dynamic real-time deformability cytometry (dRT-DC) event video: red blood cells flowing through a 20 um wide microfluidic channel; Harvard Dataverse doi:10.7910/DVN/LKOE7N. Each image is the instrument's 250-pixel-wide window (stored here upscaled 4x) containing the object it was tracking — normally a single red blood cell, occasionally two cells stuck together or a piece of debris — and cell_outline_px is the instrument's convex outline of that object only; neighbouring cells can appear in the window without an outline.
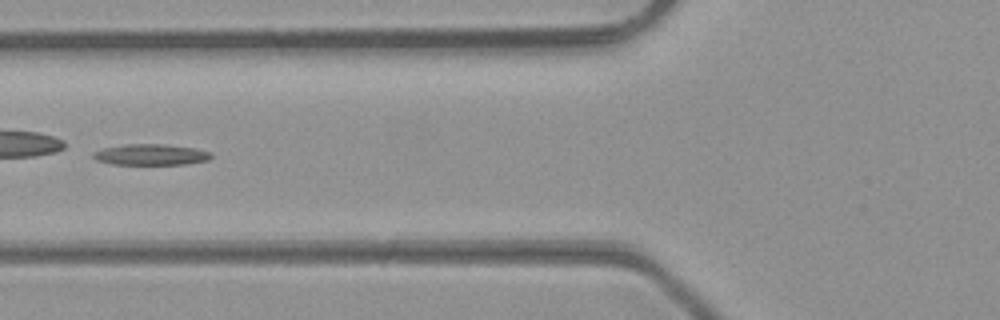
{"species": "common noctule bat (a hibernating species)", "species_latin": "Nyctalus noctula", "temperature_condition": "room temperature", "stored_images_in_passage": 40, "camera_frame_rate_fps": 3000, "um_per_image_px": 0.085, "animal": {"sex": "male", "body_mass_g": 23.1, "forearm_length_mm": 52.7}, "frame": {"image": 1, "passage_image": 18, "time_ms": 5.667, "image_size_px": [1000, 320], "cell_outline_px": [[212, 156], [208, 160], [184, 164], [112, 164], [96, 160], [92, 156], [92, 152], [104, 148], [124, 144], [164, 144], [196, 148], [212, 152]], "centroid_in_image_um": [12.82, 13.13], "position_along_channel_um": 113.0, "area_um2": 14.45}}
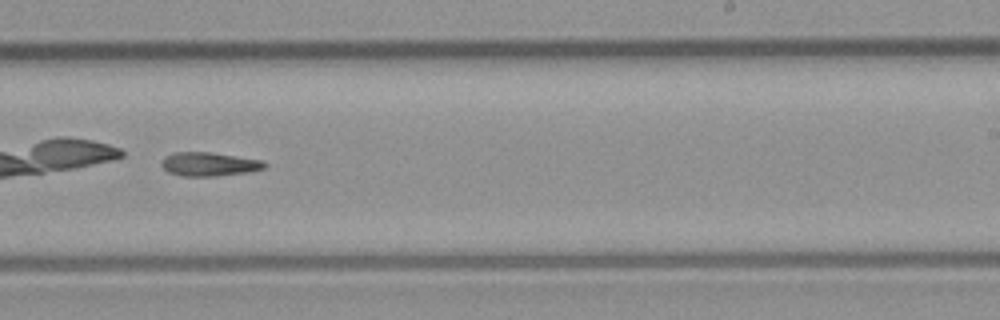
{"frame": {"image": 2, "passage_image": 29, "time_ms": 9.333, "image_size_px": [1000, 320], "cell_outline_px": [[268, 164], [264, 168], [252, 172], [216, 176], [184, 176], [168, 172], [160, 164], [164, 156], [172, 152], [212, 152], [264, 160]], "centroid_in_image_um": [17.81, 13.94], "position_along_channel_um": 271.2, "area_um2": 14.57}}